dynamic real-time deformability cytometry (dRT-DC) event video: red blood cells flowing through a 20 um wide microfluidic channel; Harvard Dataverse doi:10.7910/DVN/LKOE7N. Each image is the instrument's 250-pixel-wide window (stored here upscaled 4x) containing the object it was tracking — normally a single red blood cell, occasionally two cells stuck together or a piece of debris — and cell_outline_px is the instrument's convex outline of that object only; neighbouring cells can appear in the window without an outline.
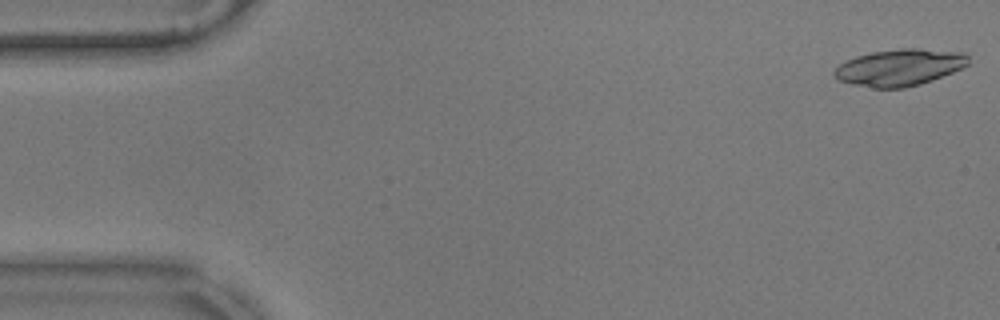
{"species": "common noctule bat (a hibernating species)", "species_latin": "Nyctalus noctula", "temperature_condition": "warm", "stored_images_in_passage": 56, "camera_frame_rate_fps": 3000, "um_per_image_px": 0.085, "animal": {"sex": "male", "body_mass_g": 17.9}, "frame": {"image": 1, "passage_image": 1, "time_ms": 0.0, "image_size_px": [1000, 320], "cell_outline_px": [[968, 64], [964, 68], [932, 80], [920, 84], [904, 88], [872, 88], [852, 84], [836, 80], [832, 72], [840, 64], [856, 56], [872, 52], [900, 48], [920, 48], [968, 52]], "centroid_in_image_um": [76.49, 5.73], "position_along_channel_um": 8.5, "area_um2": 29.02}}
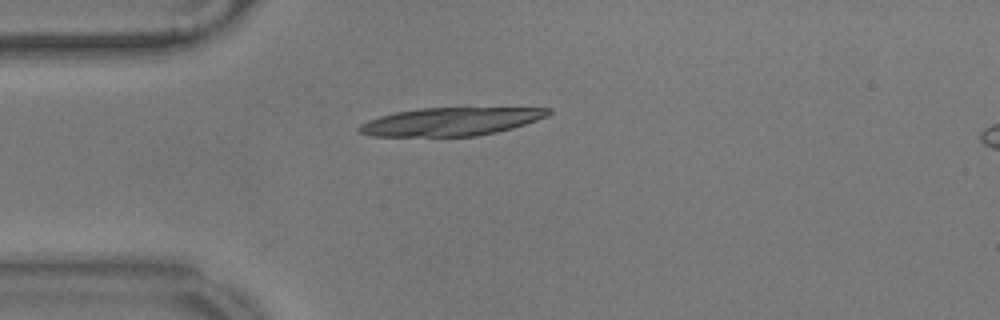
{"frame": {"image": 2, "passage_image": 14, "time_ms": 4.333, "image_size_px": [1000, 320], "cell_outline_px": [[552, 112], [548, 116], [512, 128], [496, 132], [476, 136], [372, 136], [356, 132], [356, 128], [360, 124], [368, 120], [380, 116], [396, 112], [420, 108], [552, 108]], "centroid_in_image_um": [38.27, 10.34], "position_along_channel_um": 46.7, "area_um2": 30.92}}